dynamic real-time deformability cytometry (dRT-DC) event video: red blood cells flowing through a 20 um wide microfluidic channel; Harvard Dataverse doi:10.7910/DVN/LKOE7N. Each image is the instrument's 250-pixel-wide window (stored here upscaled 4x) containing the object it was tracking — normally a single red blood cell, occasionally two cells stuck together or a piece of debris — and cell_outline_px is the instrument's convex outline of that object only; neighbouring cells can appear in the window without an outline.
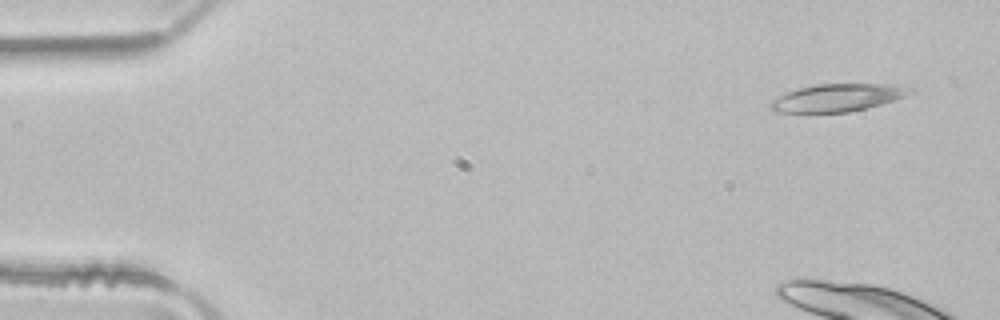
{"species": "common noctule bat (a hibernating species)", "species_latin": "Nyctalus noctula", "temperature_condition": "room temperature", "stored_images_in_passage": 4, "camera_frame_rate_fps": 3000, "um_per_image_px": 0.085, "animal": {"sex": "male", "body_mass_g": 21.5, "forearm_length_mm": 52.0}, "frame": {"image": 1, "passage_image": 1, "time_ms": 0.0, "image_size_px": [1000, 320], "cell_outline_px": [[916, 88], [904, 96], [868, 108], [848, 112], [776, 112], [768, 104], [772, 100], [788, 92], [800, 88], [816, 84], [892, 84]], "centroid_in_image_um": [71.2, 8.3], "position_along_channel_um": 13.8, "area_um2": 22.08}}